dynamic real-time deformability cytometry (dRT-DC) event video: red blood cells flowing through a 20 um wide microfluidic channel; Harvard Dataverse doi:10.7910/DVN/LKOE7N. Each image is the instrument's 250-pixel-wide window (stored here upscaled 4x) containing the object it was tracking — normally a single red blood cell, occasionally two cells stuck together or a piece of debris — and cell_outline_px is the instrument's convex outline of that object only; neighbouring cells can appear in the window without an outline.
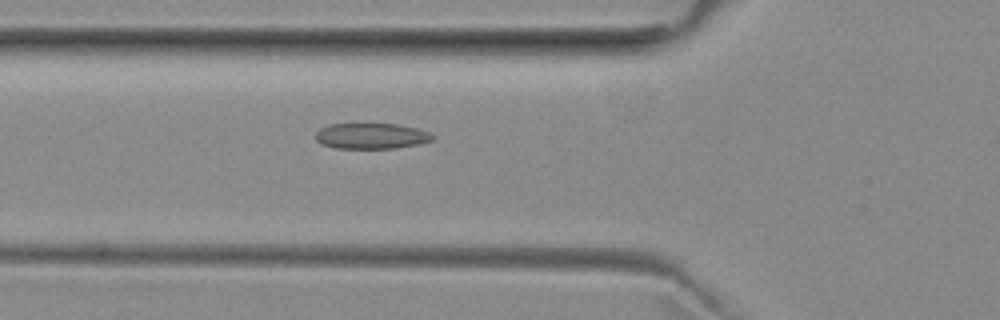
{"species": "common noctule bat (a hibernating species)", "species_latin": "Nyctalus noctula", "temperature_condition": "room temperature", "stored_images_in_passage": 47, "camera_frame_rate_fps": 3000, "um_per_image_px": 0.085, "animal": {"sex": "female", "body_mass_g": 29.2, "forearm_length_mm": 56.3}, "frame": {"image": 1, "passage_image": 13, "time_ms": 4.0, "image_size_px": [1000, 320], "cell_outline_px": [[436, 136], [432, 140], [420, 144], [396, 148], [336, 148], [320, 144], [316, 140], [316, 132], [320, 128], [328, 124], [396, 124], [416, 128], [428, 132]], "centroid_in_image_um": [31.55, 11.56], "position_along_channel_um": 94.2, "area_um2": 17.57}}
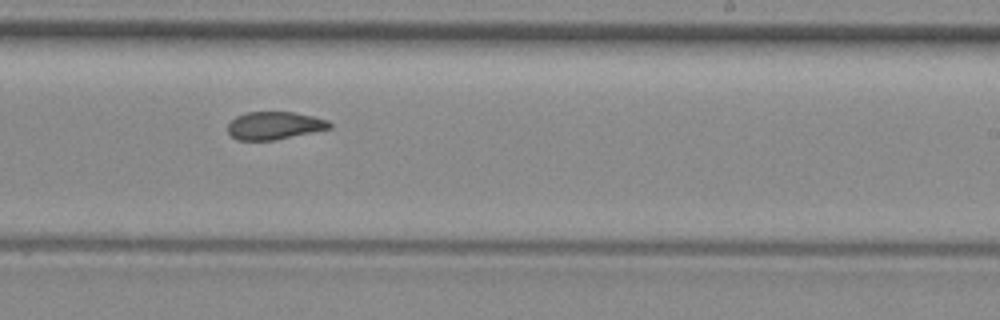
{"frame": {"image": 2, "passage_image": 26, "time_ms": 8.333, "image_size_px": [1000, 320], "cell_outline_px": [[332, 128], [276, 140], [240, 140], [232, 136], [228, 132], [228, 124], [236, 116], [244, 112], [296, 112], [328, 120], [332, 124]], "centroid_in_image_um": [23.34, 10.67], "position_along_channel_um": 265.7, "area_um2": 16.53}}
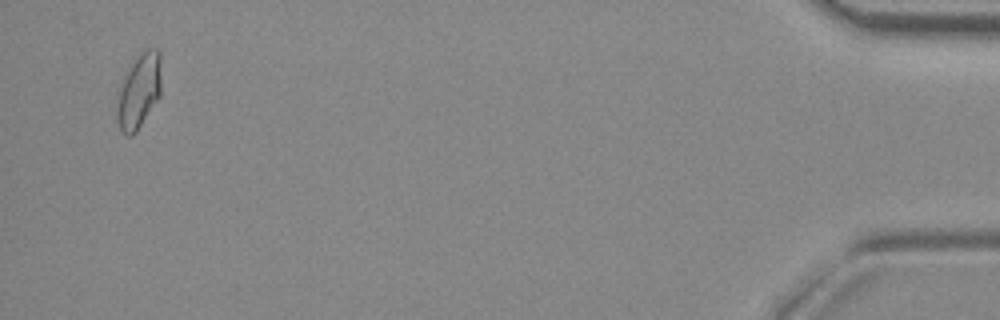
{"frame": {"image": 3, "passage_image": 45, "time_ms": 14.667, "image_size_px": [1000, 320], "cell_outline_px": [[160, 96], [136, 132], [132, 136], [128, 136], [120, 132], [116, 116], [116, 92], [124, 72], [132, 60], [140, 52], [148, 48], [156, 48], [160, 52]], "centroid_in_image_um": [11.75, 7.72], "position_along_channel_um": 423.4, "area_um2": 20.0}, "authors_computed_cell_mechanics": {"area_um2": 17.629, "velocity_mm_per_s": 3.9559, "shape_relaxation_time_tau1_ms": null, "shape_relaxation_time_tau2_ms": 2.3184, "deformation_change_tau1": null, "deformation_change_tau2": 0.0694}}